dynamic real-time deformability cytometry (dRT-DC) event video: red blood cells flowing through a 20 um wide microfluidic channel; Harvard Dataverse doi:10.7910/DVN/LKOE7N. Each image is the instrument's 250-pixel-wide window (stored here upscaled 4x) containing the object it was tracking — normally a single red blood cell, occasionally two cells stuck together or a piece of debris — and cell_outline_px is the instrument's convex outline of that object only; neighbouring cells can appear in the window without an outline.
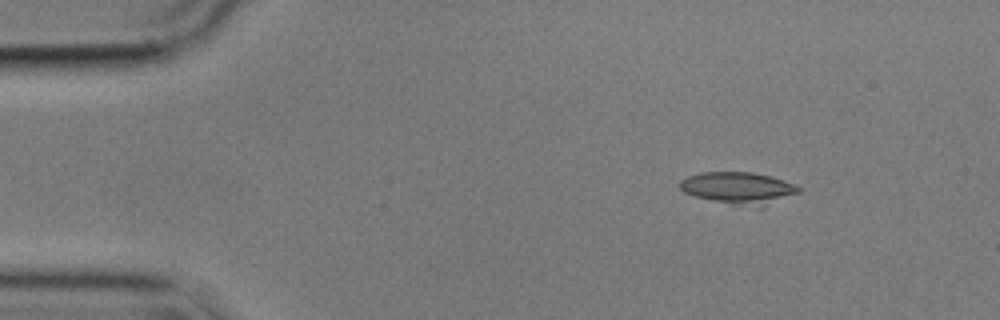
{"species": "common noctule bat (a hibernating species)", "species_latin": "Nyctalus noctula", "temperature_condition": "cold", "stored_images_in_passage": 49, "camera_frame_rate_fps": 3000, "um_per_image_px": 0.085, "animal": {"sex": "male", "body_mass_g": 17.9}, "frame": {"image": 1, "passage_image": 1, "time_ms": 0.0, "image_size_px": [1000, 320], "cell_outline_px": [[800, 192], [760, 208], [732, 204], [712, 200], [696, 196], [684, 192], [680, 188], [680, 180], [688, 176], [700, 172], [752, 172], [772, 176], [784, 180], [800, 188]], "centroid_in_image_um": [62.78, 15.98], "position_along_channel_um": 22.2, "area_um2": 22.02}}
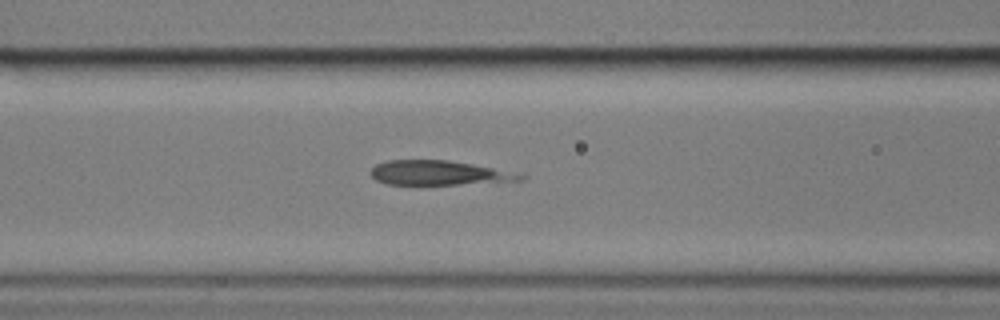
{"frame": {"image": 2, "passage_image": 16, "time_ms": 5.0, "image_size_px": [1000, 320], "cell_outline_px": [[524, 180], [456, 184], [388, 184], [376, 180], [368, 172], [376, 164], [388, 160], [448, 160], [524, 172]], "centroid_in_image_um": [37.37, 14.68], "position_along_channel_um": 129.2, "area_um2": 21.5}}
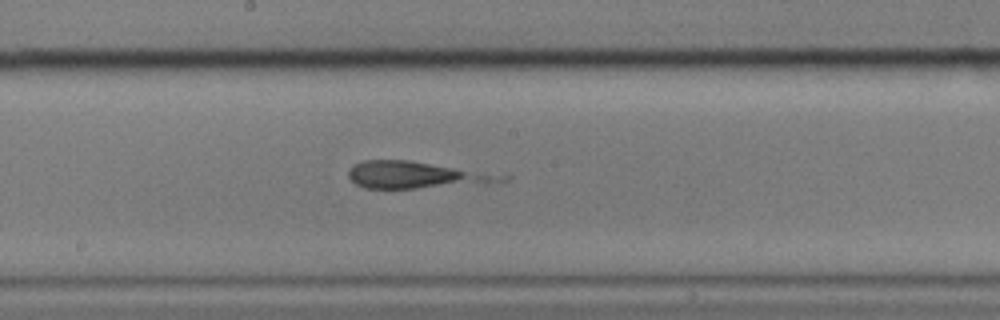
{"frame": {"image": 3, "passage_image": 23, "time_ms": 7.333, "image_size_px": [1000, 320], "cell_outline_px": [[512, 176], [508, 180], [484, 184], [416, 188], [364, 188], [356, 184], [348, 176], [348, 172], [352, 164], [364, 160], [408, 160]], "centroid_in_image_um": [35.37, 14.88], "position_along_channel_um": 212.8, "area_um2": 23.87}}